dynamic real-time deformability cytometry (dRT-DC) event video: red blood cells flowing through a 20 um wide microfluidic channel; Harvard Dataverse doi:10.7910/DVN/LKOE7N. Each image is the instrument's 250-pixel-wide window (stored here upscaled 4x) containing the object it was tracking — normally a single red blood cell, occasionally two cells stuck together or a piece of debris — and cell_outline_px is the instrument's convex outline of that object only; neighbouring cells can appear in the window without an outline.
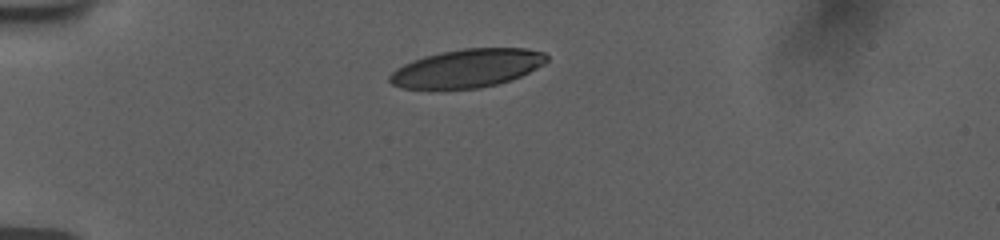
{"species": "human", "species_latin": "Homo sapiens", "temperature_condition": "room temperature", "stored_images_in_passage": 34, "camera_frame_rate_fps": 3000, "um_per_image_px": 0.085, "donor": {"sex": "female"}, "frame": {"image": 1, "passage_image": 1, "time_ms": 0.0, "image_size_px": [1000, 240], "cell_outline_px": [[548, 60], [544, 64], [512, 80], [496, 84], [476, 88], [404, 88], [392, 84], [388, 80], [388, 76], [396, 68], [412, 60], [424, 56], [440, 52], [464, 48], [524, 48], [544, 52], [548, 56]], "centroid_in_image_um": [39.71, 5.78], "position_along_channel_um": 45.3, "area_um2": 34.85}}
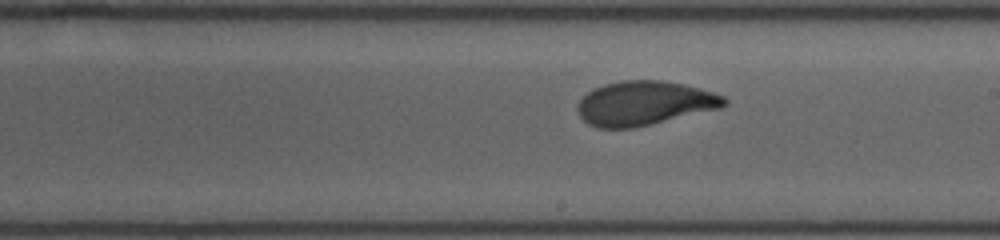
{"frame": {"image": 2, "passage_image": 19, "time_ms": 6.0, "image_size_px": [1000, 240], "cell_outline_px": [[728, 104], [720, 108], [632, 128], [596, 128], [588, 124], [580, 116], [576, 108], [576, 104], [588, 92], [604, 84], [620, 80], [660, 80], [684, 84], [700, 88], [724, 96], [728, 100]], "centroid_in_image_um": [54.76, 8.77], "position_along_channel_um": 234.2, "area_um2": 37.69}}
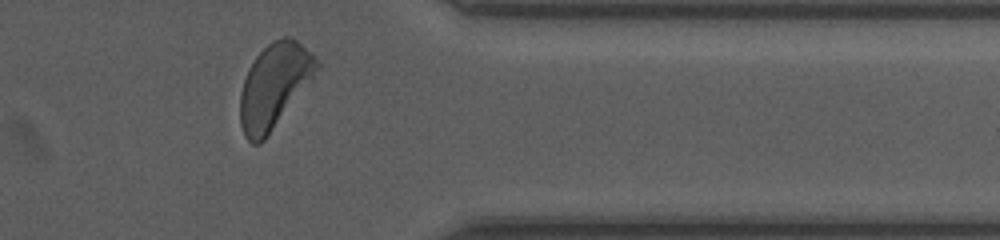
{"frame": {"image": 3, "passage_image": 32, "time_ms": 10.333, "image_size_px": [1000, 240], "cell_outline_px": [[320, 68], [312, 80], [264, 140], [260, 144], [252, 144], [244, 136], [240, 124], [240, 92], [244, 80], [256, 56], [272, 40], [284, 36], [288, 36], [296, 40], [320, 64]], "centroid_in_image_um": [23.29, 7.32], "position_along_channel_um": 388.1, "area_um2": 37.22}, "authors_computed_cell_mechanics": {"area_um2": 37.3677, "velocity_mm_per_s": 3.7397, "shape_relaxation_time_tau1_ms": 3.0267, "shape_relaxation_time_tau2_ms": 0.9986, "deformation_change_tau1": 0.1543, "deformation_change_tau2": 0.0741}}